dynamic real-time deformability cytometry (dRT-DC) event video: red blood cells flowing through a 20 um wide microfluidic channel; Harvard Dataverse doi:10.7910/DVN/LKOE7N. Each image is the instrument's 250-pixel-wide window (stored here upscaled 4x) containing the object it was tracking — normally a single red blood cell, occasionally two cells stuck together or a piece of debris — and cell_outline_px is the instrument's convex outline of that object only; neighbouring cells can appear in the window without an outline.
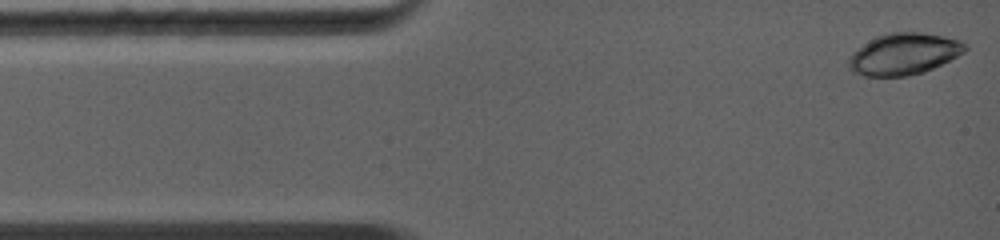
{"species": "common noctule bat (a hibernating species)", "species_latin": "Nyctalus noctula", "temperature_condition": "warm", "stored_images_in_passage": 10, "camera_frame_rate_fps": 5000, "um_per_image_px": 0.085, "animal": {"sex": "female", "body_mass_g": 19.0, "forearm_length_mm": 56.7}, "frame": {"image": 1, "passage_image": 1, "time_ms": 0.0, "image_size_px": [1000, 240], "cell_outline_px": [[968, 48], [964, 52], [924, 72], [908, 76], [864, 76], [852, 72], [848, 68], [848, 56], [852, 52], [876, 36], [892, 32], [920, 32], [960, 40], [968, 44]], "centroid_in_image_um": [76.79, 4.59], "position_along_channel_um": 8.2, "area_um2": 28.09}}
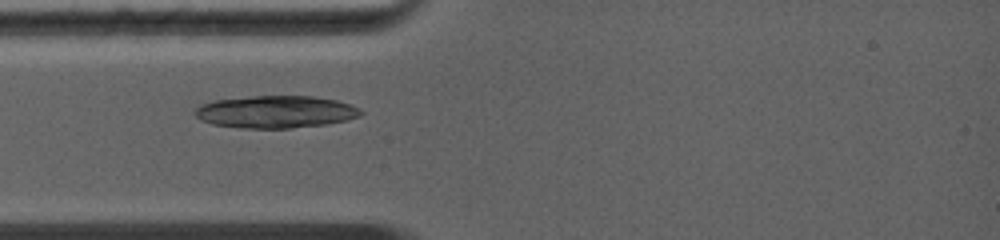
{"frame": {"image": 2, "passage_image": 7, "time_ms": 2.8, "image_size_px": [1000, 240], "cell_outline_px": [[364, 112], [360, 116], [344, 120], [324, 124], [288, 128], [240, 128], [212, 124], [200, 120], [192, 112], [200, 104], [212, 100], [252, 96], [312, 96], [336, 100], [348, 104]], "centroid_in_image_um": [23.34, 9.5], "position_along_channel_um": 61.7, "area_um2": 31.15}}
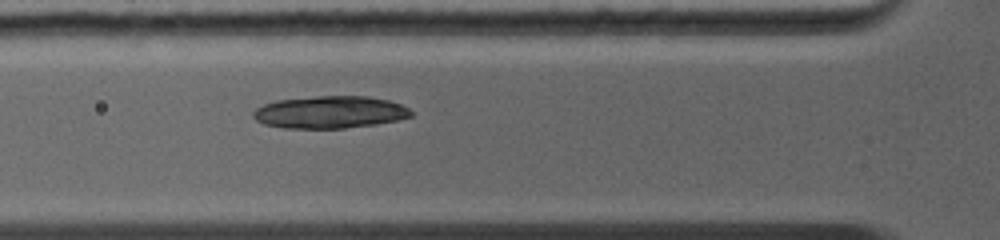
{"frame": {"image": 3, "passage_image": 9, "time_ms": 3.6, "image_size_px": [1000, 240], "cell_outline_px": [[412, 116], [396, 120], [376, 124], [344, 128], [284, 128], [264, 124], [256, 120], [252, 116], [252, 112], [256, 108], [264, 104], [276, 100], [316, 96], [368, 96], [388, 100], [400, 104], [408, 108], [412, 112]], "centroid_in_image_um": [28.02, 9.53], "position_along_channel_um": 97.8, "area_um2": 29.71}}